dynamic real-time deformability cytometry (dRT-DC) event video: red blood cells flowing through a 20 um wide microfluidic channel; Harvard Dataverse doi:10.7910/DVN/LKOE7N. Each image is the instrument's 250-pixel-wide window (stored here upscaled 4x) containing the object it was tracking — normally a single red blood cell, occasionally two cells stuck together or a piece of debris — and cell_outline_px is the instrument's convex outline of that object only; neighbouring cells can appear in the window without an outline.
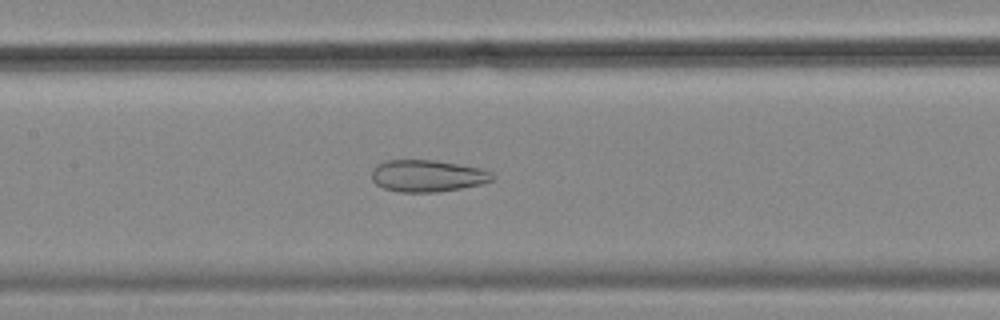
{"species": "common noctule bat (a hibernating species)", "species_latin": "Nyctalus noctula", "temperature_condition": "cold", "stored_images_in_passage": 57, "camera_frame_rate_fps": 3000, "um_per_image_px": 0.085, "animal": {"sex": "female", "body_mass_g": 18.4}, "frame": {"image": 1, "passage_image": 27, "time_ms": 8.667, "image_size_px": [1000, 320], "cell_outline_px": [[496, 176], [492, 180], [480, 184], [460, 188], [436, 192], [400, 192], [384, 188], [376, 184], [372, 180], [372, 168], [376, 164], [384, 160], [436, 160], [480, 168], [492, 172]], "centroid_in_image_um": [36.31, 14.94], "position_along_channel_um": 171.1, "area_um2": 22.48}}
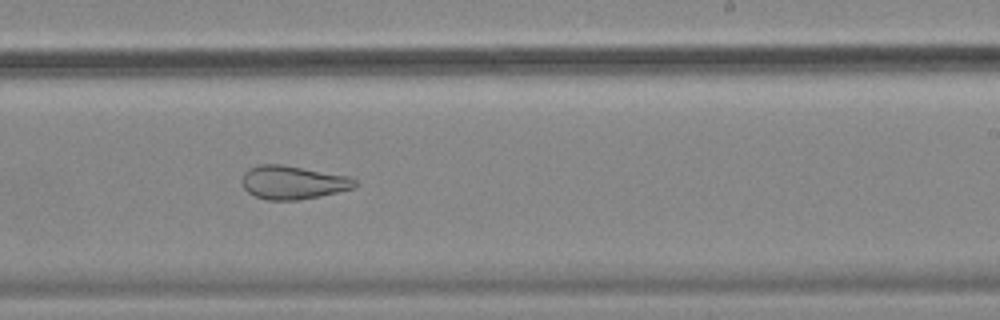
{"frame": {"image": 2, "passage_image": 35, "time_ms": 11.333, "image_size_px": [1000, 320], "cell_outline_px": [[356, 188], [320, 196], [296, 200], [268, 200], [256, 196], [248, 192], [244, 188], [244, 172], [260, 164], [280, 164], [348, 176], [356, 180]], "centroid_in_image_um": [24.94, 15.51], "position_along_channel_um": 264.1, "area_um2": 21.68}}
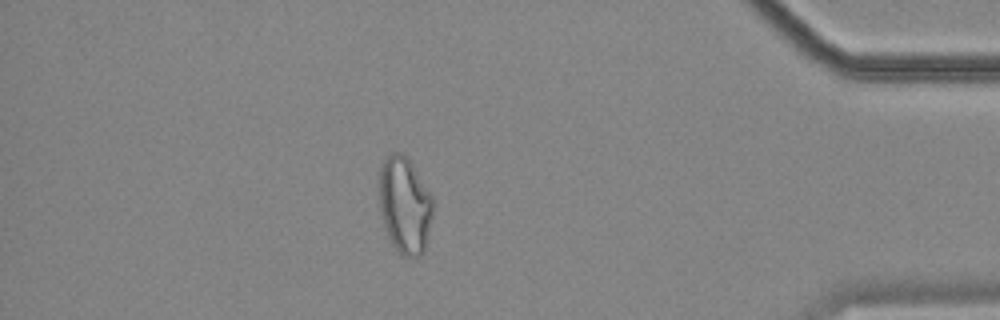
{"frame": {"image": 3, "passage_image": 50, "time_ms": 16.333, "image_size_px": [1000, 320], "cell_outline_px": [[432, 216], [424, 252], [420, 256], [404, 256], [392, 244], [388, 236], [380, 212], [380, 168], [384, 160], [392, 152], [400, 152], [408, 156], [432, 196]], "centroid_in_image_um": [34.41, 17.41], "position_along_channel_um": 400.8, "area_um2": 30.06}}